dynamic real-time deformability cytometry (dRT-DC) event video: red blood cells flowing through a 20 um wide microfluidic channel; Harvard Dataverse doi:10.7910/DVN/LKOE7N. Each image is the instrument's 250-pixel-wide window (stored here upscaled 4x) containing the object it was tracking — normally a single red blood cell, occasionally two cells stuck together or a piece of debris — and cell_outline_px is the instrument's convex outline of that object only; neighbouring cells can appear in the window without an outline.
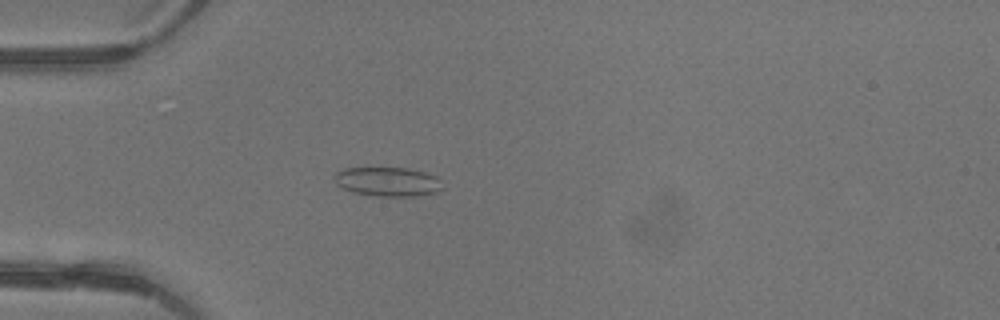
{"species": "common noctule bat (a hibernating species)", "species_latin": "Nyctalus noctula", "temperature_condition": "warm", "stored_images_in_passage": 4, "camera_frame_rate_fps": 3000, "um_per_image_px": 0.085, "animal": {"sex": "female"}, "frame": {"image": 1, "passage_image": 4, "time_ms": 1.0, "image_size_px": [1000, 320], "cell_outline_px": [[444, 188], [440, 192], [420, 196], [376, 196], [356, 192], [344, 188], [336, 184], [332, 176], [336, 172], [344, 168], [408, 168], [424, 172], [436, 176], [440, 180]], "centroid_in_image_um": [33.0, 15.44], "position_along_channel_um": 52.0, "area_um2": 18.55}}